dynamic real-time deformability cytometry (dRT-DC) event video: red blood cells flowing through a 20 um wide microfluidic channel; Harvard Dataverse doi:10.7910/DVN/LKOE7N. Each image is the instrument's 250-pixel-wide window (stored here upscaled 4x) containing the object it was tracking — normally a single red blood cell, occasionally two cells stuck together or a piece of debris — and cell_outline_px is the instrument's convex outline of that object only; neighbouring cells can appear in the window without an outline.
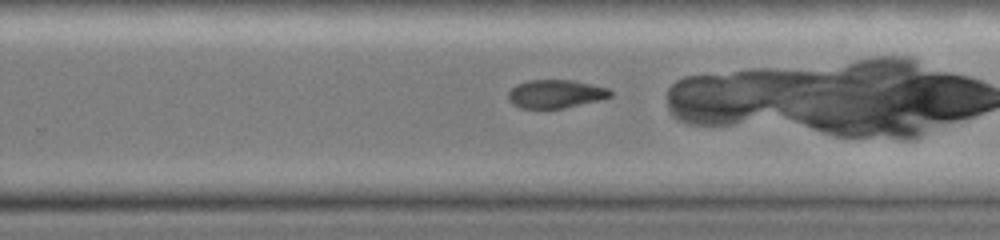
{"species": "common noctule bat (a hibernating species)", "species_latin": "Nyctalus noctula", "temperature_condition": "cold", "stored_images_in_passage": 36, "camera_frame_rate_fps": 3000, "um_per_image_px": 0.085, "animal": {"sex": "female", "body_mass_g": 19.0, "forearm_length_mm": 51.5}, "frame": {"image": 1, "passage_image": 26, "time_ms": 8.333, "image_size_px": [1000, 240], "cell_outline_px": [[612, 96], [564, 108], [520, 108], [512, 104], [508, 100], [508, 92], [516, 84], [528, 80], [572, 80], [592, 84], [608, 88], [612, 92]], "centroid_in_image_um": [47.19, 7.97], "position_along_channel_um": 282.6, "area_um2": 16.76}}
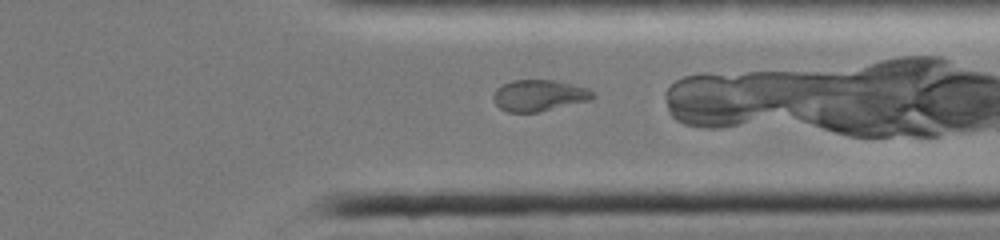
{"frame": {"image": 2, "passage_image": 32, "time_ms": 10.333, "image_size_px": [1000, 240], "cell_outline_px": [[596, 96], [592, 100], [540, 112], [508, 112], [500, 108], [492, 100], [492, 96], [496, 88], [512, 80], [556, 80], [588, 88]], "centroid_in_image_um": [45.83, 8.12], "position_along_channel_um": 365.6, "area_um2": 18.38}, "authors_computed_cell_mechanics": {"area_um2": 18.6694, "velocity_mm_per_s": 4.0943, "shape_relaxation_time_tau1_ms": 1.1541, "shape_relaxation_time_tau2_ms": 2.806, "deformation_change_tau1": 0.1861, "deformation_change_tau2": 0.0524}}